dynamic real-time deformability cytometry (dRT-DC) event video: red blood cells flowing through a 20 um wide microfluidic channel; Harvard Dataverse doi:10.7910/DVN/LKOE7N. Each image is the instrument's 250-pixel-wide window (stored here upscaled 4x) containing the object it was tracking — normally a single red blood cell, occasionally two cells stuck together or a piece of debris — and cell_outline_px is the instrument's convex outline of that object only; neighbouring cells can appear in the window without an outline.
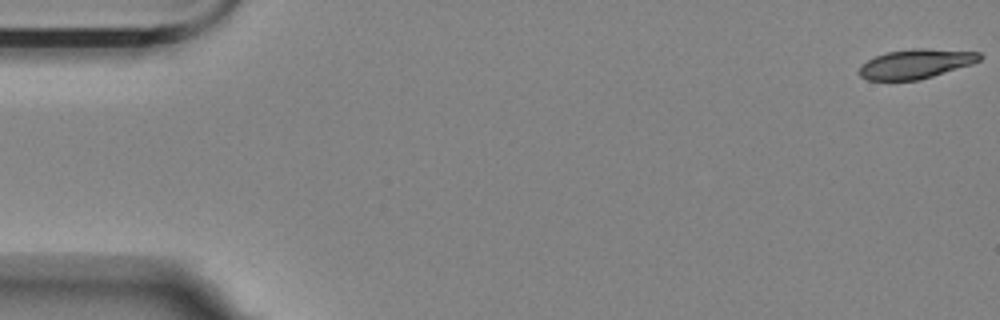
{"species": "Egyptian fruit bat (a non-hibernating species)", "species_latin": "Rousettus aegyptiacus", "temperature_condition": "room temperature", "stored_images_in_passage": 9, "camera_frame_rate_fps": 3000, "um_per_image_px": 0.085, "animal": {"sex": "female"}, "frame": {"image": 1, "passage_image": 1, "time_ms": 0.0, "image_size_px": [1000, 320], "cell_outline_px": [[984, 56], [980, 60], [972, 64], [920, 80], [868, 80], [860, 76], [856, 72], [868, 60], [876, 56], [888, 52], [912, 48], [924, 48], [980, 52]], "centroid_in_image_um": [77.87, 5.42], "position_along_channel_um": 7.1, "area_um2": 20.63}}
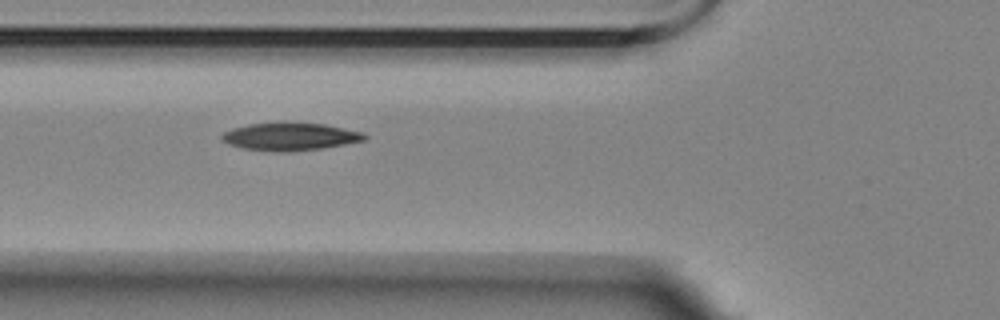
{"frame": {"image": 2, "passage_image": 7, "time_ms": 6.667, "image_size_px": [1000, 320], "cell_outline_px": [[368, 136], [364, 140], [324, 148], [288, 152], [280, 152], [240, 148], [228, 144], [220, 140], [220, 136], [224, 132], [232, 128], [248, 124], [284, 120], [324, 124], [364, 132]], "centroid_in_image_um": [24.62, 11.58], "position_along_channel_um": 101.2, "area_um2": 23.81}}
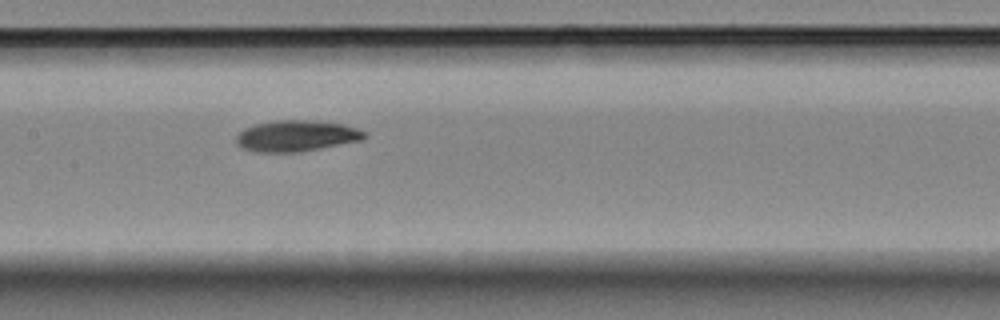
{"frame": {"image": 3, "passage_image": 9, "time_ms": 9.0, "image_size_px": [1000, 320], "cell_outline_px": [[368, 136], [364, 140], [300, 152], [256, 152], [244, 148], [236, 144], [236, 136], [244, 128], [256, 124], [276, 120], [312, 120], [344, 124], [368, 132]], "centroid_in_image_um": [25.24, 11.55], "position_along_channel_um": 182.2, "area_um2": 23.47}}